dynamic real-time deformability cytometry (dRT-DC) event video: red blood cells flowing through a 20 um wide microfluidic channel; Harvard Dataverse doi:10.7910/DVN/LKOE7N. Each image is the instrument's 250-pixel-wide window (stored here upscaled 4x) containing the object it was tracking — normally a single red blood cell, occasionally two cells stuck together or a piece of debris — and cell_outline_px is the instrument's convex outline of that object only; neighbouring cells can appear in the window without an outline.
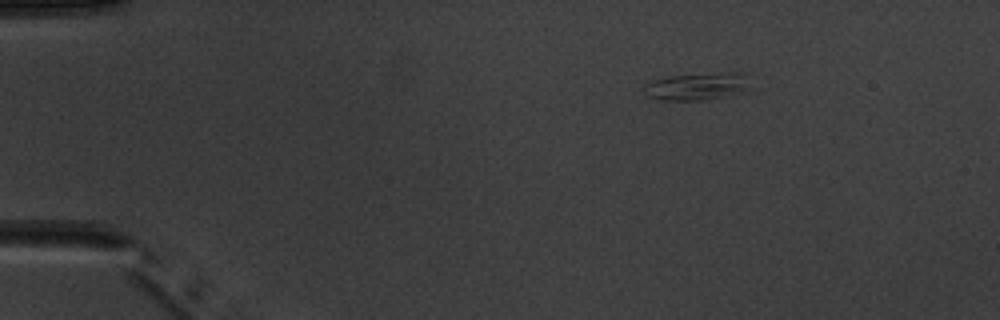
{"species": "common noctule bat (a hibernating species)", "species_latin": "Nyctalus noctula", "temperature_condition": "warm", "stored_images_in_passage": 4, "camera_frame_rate_fps": 3000, "um_per_image_px": 0.085, "animal": {"sex": "male", "body_mass_g": 20.1, "forearm_length_mm": 53.5}, "frame": {"image": 1, "passage_image": 1, "time_ms": 0.0, "image_size_px": [1000, 320], "cell_outline_px": [[748, 72], [744, 88], [740, 92], [724, 96], [700, 100], [660, 100], [648, 96], [644, 84], [668, 76], [724, 72]], "centroid_in_image_um": [59.23, 7.32], "position_along_channel_um": 25.8, "area_um2": 16.47}}
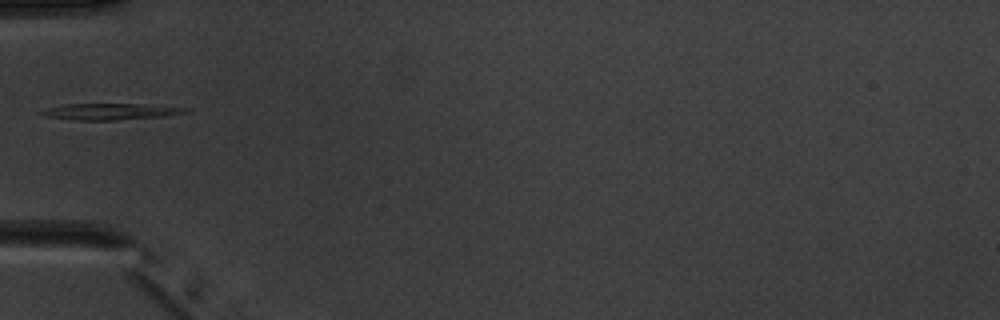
{"frame": {"image": 2, "passage_image": 4, "time_ms": 3.333, "image_size_px": [1000, 320], "cell_outline_px": [[192, 112], [164, 116], [116, 120], [76, 120], [48, 116], [36, 112], [48, 108], [64, 104], [140, 104], [192, 108]], "centroid_in_image_um": [9.47, 9.48], "position_along_channel_um": 75.5, "area_um2": 13.7}}